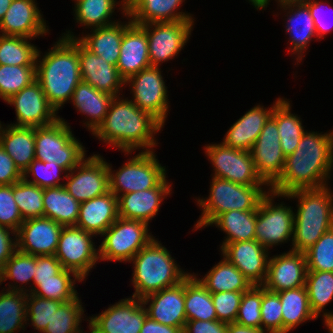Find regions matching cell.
<instances>
[{
	"label": "cell",
	"mask_w": 333,
	"mask_h": 333,
	"mask_svg": "<svg viewBox=\"0 0 333 333\" xmlns=\"http://www.w3.org/2000/svg\"><path fill=\"white\" fill-rule=\"evenodd\" d=\"M333 169V130L329 133L306 131L295 151L286 156L280 177L269 187L279 195L297 189L328 186Z\"/></svg>",
	"instance_id": "cell-1"
},
{
	"label": "cell",
	"mask_w": 333,
	"mask_h": 333,
	"mask_svg": "<svg viewBox=\"0 0 333 333\" xmlns=\"http://www.w3.org/2000/svg\"><path fill=\"white\" fill-rule=\"evenodd\" d=\"M163 125L151 114L142 111L132 100L113 97L104 121L92 133L100 141L126 154L136 149L154 151V137ZM145 148V149H144Z\"/></svg>",
	"instance_id": "cell-2"
},
{
	"label": "cell",
	"mask_w": 333,
	"mask_h": 333,
	"mask_svg": "<svg viewBox=\"0 0 333 333\" xmlns=\"http://www.w3.org/2000/svg\"><path fill=\"white\" fill-rule=\"evenodd\" d=\"M48 50L41 60V51L38 49L36 80L49 103L58 112L65 102L71 100L76 86L81 81L79 40L61 36Z\"/></svg>",
	"instance_id": "cell-3"
},
{
	"label": "cell",
	"mask_w": 333,
	"mask_h": 333,
	"mask_svg": "<svg viewBox=\"0 0 333 333\" xmlns=\"http://www.w3.org/2000/svg\"><path fill=\"white\" fill-rule=\"evenodd\" d=\"M328 186L297 189L280 197L298 199L290 250L305 252L333 227V193Z\"/></svg>",
	"instance_id": "cell-4"
},
{
	"label": "cell",
	"mask_w": 333,
	"mask_h": 333,
	"mask_svg": "<svg viewBox=\"0 0 333 333\" xmlns=\"http://www.w3.org/2000/svg\"><path fill=\"white\" fill-rule=\"evenodd\" d=\"M129 262L134 266L131 282L135 292L132 297L138 299L173 287L190 274L180 268L170 251L155 237Z\"/></svg>",
	"instance_id": "cell-5"
},
{
	"label": "cell",
	"mask_w": 333,
	"mask_h": 333,
	"mask_svg": "<svg viewBox=\"0 0 333 333\" xmlns=\"http://www.w3.org/2000/svg\"><path fill=\"white\" fill-rule=\"evenodd\" d=\"M208 198H197L202 214L194 225V231L206 228L218 215L231 211L256 210L261 199L270 191L264 185H240L232 181L211 177ZM206 226V227H205Z\"/></svg>",
	"instance_id": "cell-6"
},
{
	"label": "cell",
	"mask_w": 333,
	"mask_h": 333,
	"mask_svg": "<svg viewBox=\"0 0 333 333\" xmlns=\"http://www.w3.org/2000/svg\"><path fill=\"white\" fill-rule=\"evenodd\" d=\"M68 124L59 118L48 126L35 127V160L56 162L69 172L87 156Z\"/></svg>",
	"instance_id": "cell-7"
},
{
	"label": "cell",
	"mask_w": 333,
	"mask_h": 333,
	"mask_svg": "<svg viewBox=\"0 0 333 333\" xmlns=\"http://www.w3.org/2000/svg\"><path fill=\"white\" fill-rule=\"evenodd\" d=\"M154 151H141L116 172L108 164L109 191L116 197L158 187L167 177L166 168L159 163Z\"/></svg>",
	"instance_id": "cell-8"
},
{
	"label": "cell",
	"mask_w": 333,
	"mask_h": 333,
	"mask_svg": "<svg viewBox=\"0 0 333 333\" xmlns=\"http://www.w3.org/2000/svg\"><path fill=\"white\" fill-rule=\"evenodd\" d=\"M149 224L140 220L118 218L102 235L99 260L129 262L154 236ZM149 232V233H148Z\"/></svg>",
	"instance_id": "cell-9"
},
{
	"label": "cell",
	"mask_w": 333,
	"mask_h": 333,
	"mask_svg": "<svg viewBox=\"0 0 333 333\" xmlns=\"http://www.w3.org/2000/svg\"><path fill=\"white\" fill-rule=\"evenodd\" d=\"M276 196L279 198L278 194L269 191L257 207L255 240L267 250L292 241L293 237L294 212L291 206H285L282 202L275 204Z\"/></svg>",
	"instance_id": "cell-10"
},
{
	"label": "cell",
	"mask_w": 333,
	"mask_h": 333,
	"mask_svg": "<svg viewBox=\"0 0 333 333\" xmlns=\"http://www.w3.org/2000/svg\"><path fill=\"white\" fill-rule=\"evenodd\" d=\"M95 235L76 226H63L55 257L63 269L76 273L85 279L91 269L99 262V249L93 242Z\"/></svg>",
	"instance_id": "cell-11"
},
{
	"label": "cell",
	"mask_w": 333,
	"mask_h": 333,
	"mask_svg": "<svg viewBox=\"0 0 333 333\" xmlns=\"http://www.w3.org/2000/svg\"><path fill=\"white\" fill-rule=\"evenodd\" d=\"M204 150L214 168L213 177L245 186L265 185L266 187L267 184L256 172L250 151L234 149L222 142L208 144Z\"/></svg>",
	"instance_id": "cell-12"
},
{
	"label": "cell",
	"mask_w": 333,
	"mask_h": 333,
	"mask_svg": "<svg viewBox=\"0 0 333 333\" xmlns=\"http://www.w3.org/2000/svg\"><path fill=\"white\" fill-rule=\"evenodd\" d=\"M161 72L163 71L159 67L150 66L129 77L125 81V86L129 84L130 93L133 92V98L130 100L164 126L169 112V99L166 82Z\"/></svg>",
	"instance_id": "cell-13"
},
{
	"label": "cell",
	"mask_w": 333,
	"mask_h": 333,
	"mask_svg": "<svg viewBox=\"0 0 333 333\" xmlns=\"http://www.w3.org/2000/svg\"><path fill=\"white\" fill-rule=\"evenodd\" d=\"M194 21L155 22L142 24L148 38L151 66L174 59L191 36Z\"/></svg>",
	"instance_id": "cell-14"
},
{
	"label": "cell",
	"mask_w": 333,
	"mask_h": 333,
	"mask_svg": "<svg viewBox=\"0 0 333 333\" xmlns=\"http://www.w3.org/2000/svg\"><path fill=\"white\" fill-rule=\"evenodd\" d=\"M103 159L100 154L85 157L67 173L63 186L80 203L109 192V172Z\"/></svg>",
	"instance_id": "cell-15"
},
{
	"label": "cell",
	"mask_w": 333,
	"mask_h": 333,
	"mask_svg": "<svg viewBox=\"0 0 333 333\" xmlns=\"http://www.w3.org/2000/svg\"><path fill=\"white\" fill-rule=\"evenodd\" d=\"M147 311L141 299L125 298L91 316L89 333H140Z\"/></svg>",
	"instance_id": "cell-16"
},
{
	"label": "cell",
	"mask_w": 333,
	"mask_h": 333,
	"mask_svg": "<svg viewBox=\"0 0 333 333\" xmlns=\"http://www.w3.org/2000/svg\"><path fill=\"white\" fill-rule=\"evenodd\" d=\"M250 153L257 174L267 187H270L282 174L286 158L281 149L276 119L273 116L265 123Z\"/></svg>",
	"instance_id": "cell-17"
},
{
	"label": "cell",
	"mask_w": 333,
	"mask_h": 333,
	"mask_svg": "<svg viewBox=\"0 0 333 333\" xmlns=\"http://www.w3.org/2000/svg\"><path fill=\"white\" fill-rule=\"evenodd\" d=\"M5 102L15 108L17 122L12 124L14 126H48L60 118L59 115L57 116L56 109L49 103L37 80Z\"/></svg>",
	"instance_id": "cell-18"
},
{
	"label": "cell",
	"mask_w": 333,
	"mask_h": 333,
	"mask_svg": "<svg viewBox=\"0 0 333 333\" xmlns=\"http://www.w3.org/2000/svg\"><path fill=\"white\" fill-rule=\"evenodd\" d=\"M63 226L47 217L24 220L17 234V250L34 256L55 255Z\"/></svg>",
	"instance_id": "cell-19"
},
{
	"label": "cell",
	"mask_w": 333,
	"mask_h": 333,
	"mask_svg": "<svg viewBox=\"0 0 333 333\" xmlns=\"http://www.w3.org/2000/svg\"><path fill=\"white\" fill-rule=\"evenodd\" d=\"M306 273L305 253L289 250L269 258L266 279L261 286L272 292L303 287Z\"/></svg>",
	"instance_id": "cell-20"
},
{
	"label": "cell",
	"mask_w": 333,
	"mask_h": 333,
	"mask_svg": "<svg viewBox=\"0 0 333 333\" xmlns=\"http://www.w3.org/2000/svg\"><path fill=\"white\" fill-rule=\"evenodd\" d=\"M224 256L232 263L252 285H262L266 279L269 252L255 239L225 244L221 249Z\"/></svg>",
	"instance_id": "cell-21"
},
{
	"label": "cell",
	"mask_w": 333,
	"mask_h": 333,
	"mask_svg": "<svg viewBox=\"0 0 333 333\" xmlns=\"http://www.w3.org/2000/svg\"><path fill=\"white\" fill-rule=\"evenodd\" d=\"M147 316L161 324L178 327L182 331L186 325L185 279L179 284L152 293L141 299ZM149 306L147 307L146 305Z\"/></svg>",
	"instance_id": "cell-22"
},
{
	"label": "cell",
	"mask_w": 333,
	"mask_h": 333,
	"mask_svg": "<svg viewBox=\"0 0 333 333\" xmlns=\"http://www.w3.org/2000/svg\"><path fill=\"white\" fill-rule=\"evenodd\" d=\"M36 0H13L0 22V34L34 39L49 33Z\"/></svg>",
	"instance_id": "cell-23"
},
{
	"label": "cell",
	"mask_w": 333,
	"mask_h": 333,
	"mask_svg": "<svg viewBox=\"0 0 333 333\" xmlns=\"http://www.w3.org/2000/svg\"><path fill=\"white\" fill-rule=\"evenodd\" d=\"M79 66L82 81L114 97L120 95L125 80L120 76L117 67L88 50L80 41Z\"/></svg>",
	"instance_id": "cell-24"
},
{
	"label": "cell",
	"mask_w": 333,
	"mask_h": 333,
	"mask_svg": "<svg viewBox=\"0 0 333 333\" xmlns=\"http://www.w3.org/2000/svg\"><path fill=\"white\" fill-rule=\"evenodd\" d=\"M171 186L165 179L158 187L119 195L118 214L120 218L149 222L158 215L163 199L170 195Z\"/></svg>",
	"instance_id": "cell-25"
},
{
	"label": "cell",
	"mask_w": 333,
	"mask_h": 333,
	"mask_svg": "<svg viewBox=\"0 0 333 333\" xmlns=\"http://www.w3.org/2000/svg\"><path fill=\"white\" fill-rule=\"evenodd\" d=\"M286 12V33L289 34L291 55H296L297 64L302 62L304 51L308 49L312 38H317L314 21L305 2L278 3ZM287 10V11H286ZM307 48V49H306Z\"/></svg>",
	"instance_id": "cell-26"
},
{
	"label": "cell",
	"mask_w": 333,
	"mask_h": 333,
	"mask_svg": "<svg viewBox=\"0 0 333 333\" xmlns=\"http://www.w3.org/2000/svg\"><path fill=\"white\" fill-rule=\"evenodd\" d=\"M283 98H277L273 106L264 108L260 104L248 110L227 131L222 143L234 149L250 151L265 123L272 116L275 106Z\"/></svg>",
	"instance_id": "cell-27"
},
{
	"label": "cell",
	"mask_w": 333,
	"mask_h": 333,
	"mask_svg": "<svg viewBox=\"0 0 333 333\" xmlns=\"http://www.w3.org/2000/svg\"><path fill=\"white\" fill-rule=\"evenodd\" d=\"M150 66L146 30L141 25L132 23L123 33L116 67L126 81Z\"/></svg>",
	"instance_id": "cell-28"
},
{
	"label": "cell",
	"mask_w": 333,
	"mask_h": 333,
	"mask_svg": "<svg viewBox=\"0 0 333 333\" xmlns=\"http://www.w3.org/2000/svg\"><path fill=\"white\" fill-rule=\"evenodd\" d=\"M128 22H117L109 26L91 29L89 34L76 37L70 30L63 33L66 38H77L88 50L104 58L106 62L117 66L120 56V46L124 31L132 24L128 15Z\"/></svg>",
	"instance_id": "cell-29"
},
{
	"label": "cell",
	"mask_w": 333,
	"mask_h": 333,
	"mask_svg": "<svg viewBox=\"0 0 333 333\" xmlns=\"http://www.w3.org/2000/svg\"><path fill=\"white\" fill-rule=\"evenodd\" d=\"M118 218V198L109 191L80 203L75 226L96 236H101Z\"/></svg>",
	"instance_id": "cell-30"
},
{
	"label": "cell",
	"mask_w": 333,
	"mask_h": 333,
	"mask_svg": "<svg viewBox=\"0 0 333 333\" xmlns=\"http://www.w3.org/2000/svg\"><path fill=\"white\" fill-rule=\"evenodd\" d=\"M183 2L185 0H127V15L137 25L194 21L190 13L180 12Z\"/></svg>",
	"instance_id": "cell-31"
},
{
	"label": "cell",
	"mask_w": 333,
	"mask_h": 333,
	"mask_svg": "<svg viewBox=\"0 0 333 333\" xmlns=\"http://www.w3.org/2000/svg\"><path fill=\"white\" fill-rule=\"evenodd\" d=\"M0 144L23 174L35 160V127L14 126L12 123L3 127L0 122Z\"/></svg>",
	"instance_id": "cell-32"
},
{
	"label": "cell",
	"mask_w": 333,
	"mask_h": 333,
	"mask_svg": "<svg viewBox=\"0 0 333 333\" xmlns=\"http://www.w3.org/2000/svg\"><path fill=\"white\" fill-rule=\"evenodd\" d=\"M114 96L98 91L85 81H80L72 94L75 109L89 119L83 123L92 133L104 121Z\"/></svg>",
	"instance_id": "cell-33"
},
{
	"label": "cell",
	"mask_w": 333,
	"mask_h": 333,
	"mask_svg": "<svg viewBox=\"0 0 333 333\" xmlns=\"http://www.w3.org/2000/svg\"><path fill=\"white\" fill-rule=\"evenodd\" d=\"M74 16L78 24L91 29L109 26L116 23L111 21L115 8L120 5L121 13L127 15V0H74ZM120 2V4L118 3Z\"/></svg>",
	"instance_id": "cell-34"
},
{
	"label": "cell",
	"mask_w": 333,
	"mask_h": 333,
	"mask_svg": "<svg viewBox=\"0 0 333 333\" xmlns=\"http://www.w3.org/2000/svg\"><path fill=\"white\" fill-rule=\"evenodd\" d=\"M44 217L62 226H75L80 210L77 201L64 186L44 188Z\"/></svg>",
	"instance_id": "cell-35"
},
{
	"label": "cell",
	"mask_w": 333,
	"mask_h": 333,
	"mask_svg": "<svg viewBox=\"0 0 333 333\" xmlns=\"http://www.w3.org/2000/svg\"><path fill=\"white\" fill-rule=\"evenodd\" d=\"M257 209L252 211L231 210L218 215L209 225L224 231L227 237L221 248L227 243L251 241L255 239Z\"/></svg>",
	"instance_id": "cell-36"
},
{
	"label": "cell",
	"mask_w": 333,
	"mask_h": 333,
	"mask_svg": "<svg viewBox=\"0 0 333 333\" xmlns=\"http://www.w3.org/2000/svg\"><path fill=\"white\" fill-rule=\"evenodd\" d=\"M197 279L210 293L246 292L253 286L224 256L204 277Z\"/></svg>",
	"instance_id": "cell-37"
},
{
	"label": "cell",
	"mask_w": 333,
	"mask_h": 333,
	"mask_svg": "<svg viewBox=\"0 0 333 333\" xmlns=\"http://www.w3.org/2000/svg\"><path fill=\"white\" fill-rule=\"evenodd\" d=\"M282 305L283 333L317 317L311 310L305 286L277 292Z\"/></svg>",
	"instance_id": "cell-38"
},
{
	"label": "cell",
	"mask_w": 333,
	"mask_h": 333,
	"mask_svg": "<svg viewBox=\"0 0 333 333\" xmlns=\"http://www.w3.org/2000/svg\"><path fill=\"white\" fill-rule=\"evenodd\" d=\"M190 273L185 278V311L187 321L217 320L211 293Z\"/></svg>",
	"instance_id": "cell-39"
},
{
	"label": "cell",
	"mask_w": 333,
	"mask_h": 333,
	"mask_svg": "<svg viewBox=\"0 0 333 333\" xmlns=\"http://www.w3.org/2000/svg\"><path fill=\"white\" fill-rule=\"evenodd\" d=\"M75 281L82 282L84 280L73 271L63 269L59 274L53 276V279L34 280L33 284H29L33 286H28L31 287L28 292L42 298L66 303L78 297Z\"/></svg>",
	"instance_id": "cell-40"
},
{
	"label": "cell",
	"mask_w": 333,
	"mask_h": 333,
	"mask_svg": "<svg viewBox=\"0 0 333 333\" xmlns=\"http://www.w3.org/2000/svg\"><path fill=\"white\" fill-rule=\"evenodd\" d=\"M291 103L283 99L275 106L272 116L276 119L281 149L285 156L292 154L306 132L302 120L291 113Z\"/></svg>",
	"instance_id": "cell-41"
},
{
	"label": "cell",
	"mask_w": 333,
	"mask_h": 333,
	"mask_svg": "<svg viewBox=\"0 0 333 333\" xmlns=\"http://www.w3.org/2000/svg\"><path fill=\"white\" fill-rule=\"evenodd\" d=\"M3 289L0 293V333L25 330L27 293Z\"/></svg>",
	"instance_id": "cell-42"
},
{
	"label": "cell",
	"mask_w": 333,
	"mask_h": 333,
	"mask_svg": "<svg viewBox=\"0 0 333 333\" xmlns=\"http://www.w3.org/2000/svg\"><path fill=\"white\" fill-rule=\"evenodd\" d=\"M305 287L314 315L318 318L323 313L324 321L333 320V311H324V307L333 300V272L307 271Z\"/></svg>",
	"instance_id": "cell-43"
},
{
	"label": "cell",
	"mask_w": 333,
	"mask_h": 333,
	"mask_svg": "<svg viewBox=\"0 0 333 333\" xmlns=\"http://www.w3.org/2000/svg\"><path fill=\"white\" fill-rule=\"evenodd\" d=\"M29 40L0 34V65L36 66L38 48Z\"/></svg>",
	"instance_id": "cell-44"
},
{
	"label": "cell",
	"mask_w": 333,
	"mask_h": 333,
	"mask_svg": "<svg viewBox=\"0 0 333 333\" xmlns=\"http://www.w3.org/2000/svg\"><path fill=\"white\" fill-rule=\"evenodd\" d=\"M35 265H36V256L22 253L16 251L5 263L2 270V283L8 279L12 280L14 283H9L7 290L10 291H21L28 293L27 286L24 287V284H29L31 281H34L35 276ZM20 283L19 286L16 285ZM29 282V283H28ZM23 283V284H22ZM23 285V286H20Z\"/></svg>",
	"instance_id": "cell-45"
},
{
	"label": "cell",
	"mask_w": 333,
	"mask_h": 333,
	"mask_svg": "<svg viewBox=\"0 0 333 333\" xmlns=\"http://www.w3.org/2000/svg\"><path fill=\"white\" fill-rule=\"evenodd\" d=\"M83 315V316H82ZM84 307L79 297L63 303L53 314L51 321L42 333H82L81 321L84 318Z\"/></svg>",
	"instance_id": "cell-46"
},
{
	"label": "cell",
	"mask_w": 333,
	"mask_h": 333,
	"mask_svg": "<svg viewBox=\"0 0 333 333\" xmlns=\"http://www.w3.org/2000/svg\"><path fill=\"white\" fill-rule=\"evenodd\" d=\"M44 188L29 183L23 178L13 184V197L23 220L44 217Z\"/></svg>",
	"instance_id": "cell-47"
},
{
	"label": "cell",
	"mask_w": 333,
	"mask_h": 333,
	"mask_svg": "<svg viewBox=\"0 0 333 333\" xmlns=\"http://www.w3.org/2000/svg\"><path fill=\"white\" fill-rule=\"evenodd\" d=\"M36 81V66L0 65V98L7 101Z\"/></svg>",
	"instance_id": "cell-48"
},
{
	"label": "cell",
	"mask_w": 333,
	"mask_h": 333,
	"mask_svg": "<svg viewBox=\"0 0 333 333\" xmlns=\"http://www.w3.org/2000/svg\"><path fill=\"white\" fill-rule=\"evenodd\" d=\"M304 253L307 271L333 272V227Z\"/></svg>",
	"instance_id": "cell-49"
},
{
	"label": "cell",
	"mask_w": 333,
	"mask_h": 333,
	"mask_svg": "<svg viewBox=\"0 0 333 333\" xmlns=\"http://www.w3.org/2000/svg\"><path fill=\"white\" fill-rule=\"evenodd\" d=\"M62 172L64 176L60 177ZM67 171L57 165L56 162H41L38 160H33L28 168L23 173V179L29 183L35 184L40 188H49L55 186H63L64 184L60 182V179L67 177ZM33 179L29 180L31 175Z\"/></svg>",
	"instance_id": "cell-50"
},
{
	"label": "cell",
	"mask_w": 333,
	"mask_h": 333,
	"mask_svg": "<svg viewBox=\"0 0 333 333\" xmlns=\"http://www.w3.org/2000/svg\"><path fill=\"white\" fill-rule=\"evenodd\" d=\"M62 304L63 302L42 298L29 292L27 293L26 321H30L31 326L42 333Z\"/></svg>",
	"instance_id": "cell-51"
},
{
	"label": "cell",
	"mask_w": 333,
	"mask_h": 333,
	"mask_svg": "<svg viewBox=\"0 0 333 333\" xmlns=\"http://www.w3.org/2000/svg\"><path fill=\"white\" fill-rule=\"evenodd\" d=\"M262 286L253 285L243 292L235 322L254 328H262L261 322Z\"/></svg>",
	"instance_id": "cell-52"
},
{
	"label": "cell",
	"mask_w": 333,
	"mask_h": 333,
	"mask_svg": "<svg viewBox=\"0 0 333 333\" xmlns=\"http://www.w3.org/2000/svg\"><path fill=\"white\" fill-rule=\"evenodd\" d=\"M260 313L263 330L270 333H283L282 305L279 295L263 286Z\"/></svg>",
	"instance_id": "cell-53"
},
{
	"label": "cell",
	"mask_w": 333,
	"mask_h": 333,
	"mask_svg": "<svg viewBox=\"0 0 333 333\" xmlns=\"http://www.w3.org/2000/svg\"><path fill=\"white\" fill-rule=\"evenodd\" d=\"M23 222L13 197V184L0 185V225L17 232Z\"/></svg>",
	"instance_id": "cell-54"
},
{
	"label": "cell",
	"mask_w": 333,
	"mask_h": 333,
	"mask_svg": "<svg viewBox=\"0 0 333 333\" xmlns=\"http://www.w3.org/2000/svg\"><path fill=\"white\" fill-rule=\"evenodd\" d=\"M242 295L243 292L234 291L211 293L218 321L235 322Z\"/></svg>",
	"instance_id": "cell-55"
},
{
	"label": "cell",
	"mask_w": 333,
	"mask_h": 333,
	"mask_svg": "<svg viewBox=\"0 0 333 333\" xmlns=\"http://www.w3.org/2000/svg\"><path fill=\"white\" fill-rule=\"evenodd\" d=\"M63 270L55 255L36 256L34 280L53 279V276Z\"/></svg>",
	"instance_id": "cell-56"
},
{
	"label": "cell",
	"mask_w": 333,
	"mask_h": 333,
	"mask_svg": "<svg viewBox=\"0 0 333 333\" xmlns=\"http://www.w3.org/2000/svg\"><path fill=\"white\" fill-rule=\"evenodd\" d=\"M22 178L23 174L0 144V185H12Z\"/></svg>",
	"instance_id": "cell-57"
},
{
	"label": "cell",
	"mask_w": 333,
	"mask_h": 333,
	"mask_svg": "<svg viewBox=\"0 0 333 333\" xmlns=\"http://www.w3.org/2000/svg\"><path fill=\"white\" fill-rule=\"evenodd\" d=\"M305 3L308 5L311 17L313 18V21H314V26H315V30H316V34H317V40L321 39L327 33H330L329 31L333 30L331 27L332 25L331 26L329 25V24H331V23H329L331 21L328 20L329 22H327V18H324V16L326 14L323 11L324 6H322V5H325V4L323 3V1L320 2L318 0H308V1H305Z\"/></svg>",
	"instance_id": "cell-58"
},
{
	"label": "cell",
	"mask_w": 333,
	"mask_h": 333,
	"mask_svg": "<svg viewBox=\"0 0 333 333\" xmlns=\"http://www.w3.org/2000/svg\"><path fill=\"white\" fill-rule=\"evenodd\" d=\"M11 231V232H9ZM10 233L13 237L10 236ZM13 238V239H12ZM17 251V234L14 230L0 225V266Z\"/></svg>",
	"instance_id": "cell-59"
},
{
	"label": "cell",
	"mask_w": 333,
	"mask_h": 333,
	"mask_svg": "<svg viewBox=\"0 0 333 333\" xmlns=\"http://www.w3.org/2000/svg\"><path fill=\"white\" fill-rule=\"evenodd\" d=\"M183 333H227V323L218 320L186 321Z\"/></svg>",
	"instance_id": "cell-60"
},
{
	"label": "cell",
	"mask_w": 333,
	"mask_h": 333,
	"mask_svg": "<svg viewBox=\"0 0 333 333\" xmlns=\"http://www.w3.org/2000/svg\"><path fill=\"white\" fill-rule=\"evenodd\" d=\"M140 333H183V331L178 327L167 326L156 322L147 316Z\"/></svg>",
	"instance_id": "cell-61"
},
{
	"label": "cell",
	"mask_w": 333,
	"mask_h": 333,
	"mask_svg": "<svg viewBox=\"0 0 333 333\" xmlns=\"http://www.w3.org/2000/svg\"><path fill=\"white\" fill-rule=\"evenodd\" d=\"M227 333H270L262 328H254L240 325L236 322L227 324Z\"/></svg>",
	"instance_id": "cell-62"
},
{
	"label": "cell",
	"mask_w": 333,
	"mask_h": 333,
	"mask_svg": "<svg viewBox=\"0 0 333 333\" xmlns=\"http://www.w3.org/2000/svg\"><path fill=\"white\" fill-rule=\"evenodd\" d=\"M248 1L257 10H262V9L265 10V8H267V5H269L270 2V0H248Z\"/></svg>",
	"instance_id": "cell-63"
},
{
	"label": "cell",
	"mask_w": 333,
	"mask_h": 333,
	"mask_svg": "<svg viewBox=\"0 0 333 333\" xmlns=\"http://www.w3.org/2000/svg\"><path fill=\"white\" fill-rule=\"evenodd\" d=\"M13 0H0V22L4 18L5 13L7 12L9 6Z\"/></svg>",
	"instance_id": "cell-64"
},
{
	"label": "cell",
	"mask_w": 333,
	"mask_h": 333,
	"mask_svg": "<svg viewBox=\"0 0 333 333\" xmlns=\"http://www.w3.org/2000/svg\"><path fill=\"white\" fill-rule=\"evenodd\" d=\"M324 324L328 329L329 333H333V320L324 321Z\"/></svg>",
	"instance_id": "cell-65"
},
{
	"label": "cell",
	"mask_w": 333,
	"mask_h": 333,
	"mask_svg": "<svg viewBox=\"0 0 333 333\" xmlns=\"http://www.w3.org/2000/svg\"><path fill=\"white\" fill-rule=\"evenodd\" d=\"M277 3H284V2H305L308 0H275Z\"/></svg>",
	"instance_id": "cell-66"
},
{
	"label": "cell",
	"mask_w": 333,
	"mask_h": 333,
	"mask_svg": "<svg viewBox=\"0 0 333 333\" xmlns=\"http://www.w3.org/2000/svg\"><path fill=\"white\" fill-rule=\"evenodd\" d=\"M2 270L3 268L0 266V285H2Z\"/></svg>",
	"instance_id": "cell-67"
}]
</instances>
